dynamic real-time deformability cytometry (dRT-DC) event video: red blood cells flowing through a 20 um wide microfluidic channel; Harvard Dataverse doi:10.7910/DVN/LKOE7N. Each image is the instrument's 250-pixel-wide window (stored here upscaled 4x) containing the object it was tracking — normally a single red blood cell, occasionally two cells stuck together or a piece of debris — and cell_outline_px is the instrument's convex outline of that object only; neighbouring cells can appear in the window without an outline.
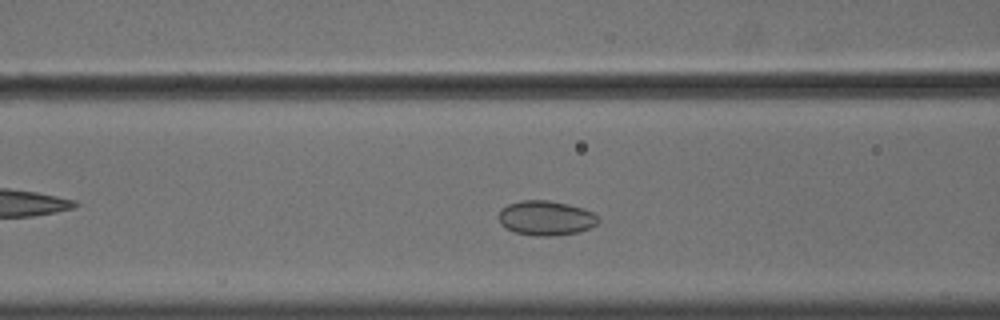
{"species": "common noctule bat (a hibernating species)", "species_latin": "Nyctalus noctula", "temperature_condition": "cold", "stored_images_in_passage": 45, "camera_frame_rate_fps": 3000, "um_per_image_px": 0.085, "animal": {"sex": "male", "body_mass_g": 18.8}, "frame": {"image": 1, "passage_image": 12, "time_ms": 3.667, "image_size_px": [1000, 320], "cell_outline_px": [[600, 220], [596, 224], [588, 228], [576, 232], [548, 236], [532, 236], [516, 232], [504, 228], [500, 224], [500, 208], [508, 204], [520, 200], [548, 200], [568, 204], [584, 208], [592, 212]], "centroid_in_image_um": [46.37, 18.52], "position_along_channel_um": 120.2, "area_um2": 20.06}}
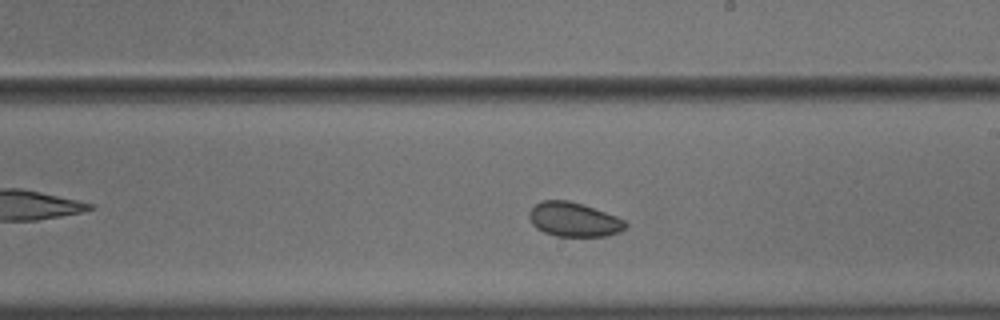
{"frame": {"image": 2, "passage_image": 22, "time_ms": 7.0, "image_size_px": [1000, 320], "cell_outline_px": [[628, 224], [620, 232], [604, 236], [556, 236], [544, 232], [536, 228], [532, 224], [528, 216], [528, 212], [536, 204], [544, 200], [568, 200], [616, 216], [624, 220]], "centroid_in_image_um": [48.75, 18.67], "position_along_channel_um": 240.3, "area_um2": 19.02}}
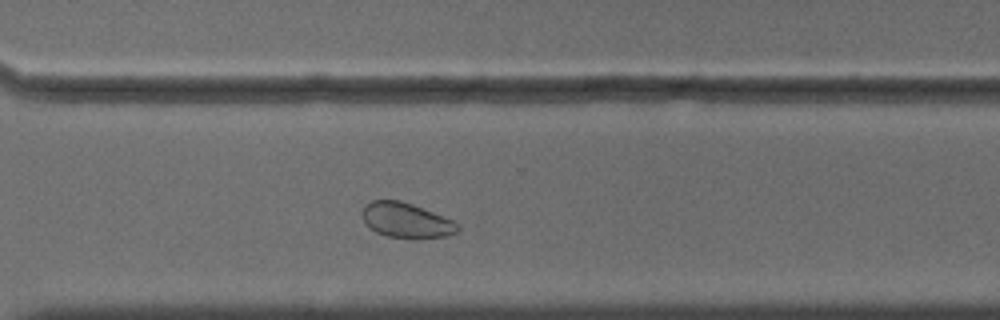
{"frame": {"image": 3, "passage_image": 30, "time_ms": 9.667, "image_size_px": [1000, 320], "cell_outline_px": [[460, 228], [456, 232], [448, 236], [388, 236], [376, 232], [368, 228], [360, 212], [364, 204], [372, 200], [400, 200], [412, 204], [452, 220], [460, 224]], "centroid_in_image_um": [34.47, 18.68], "position_along_channel_um": 336.1, "area_um2": 19.02}, "authors_computed_cell_mechanics": {"area_um2": 20.4612, "velocity_mm_per_s": 3.6012, "shape_relaxation_time_tau1_ms": null, "shape_relaxation_time_tau2_ms": 4.2884, "deformation_change_tau1": null, "deformation_change_tau2": 0.0588}}